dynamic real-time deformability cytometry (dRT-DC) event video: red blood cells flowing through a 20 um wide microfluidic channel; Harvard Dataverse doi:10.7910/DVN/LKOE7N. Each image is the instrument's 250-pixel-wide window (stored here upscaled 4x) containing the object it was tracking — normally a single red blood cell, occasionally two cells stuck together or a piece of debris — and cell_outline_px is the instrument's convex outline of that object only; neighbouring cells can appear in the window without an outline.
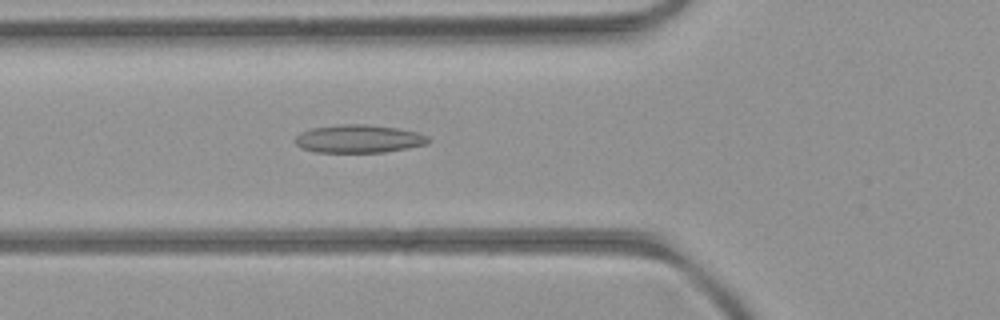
{"species": "common noctule bat (a hibernating species)", "species_latin": "Nyctalus noctula", "temperature_condition": "room temperature", "stored_images_in_passage": 51, "camera_frame_rate_fps": 3000, "um_per_image_px": 0.085, "animal": {"sex": "female", "body_mass_g": 21.9}, "frame": {"image": 1, "passage_image": 19, "time_ms": 6.0, "image_size_px": [1000, 320], "cell_outline_px": [[428, 144], [408, 148], [384, 152], [316, 152], [300, 148], [296, 144], [296, 136], [300, 132], [312, 128], [340, 124], [364, 124], [396, 128], [416, 132], [428, 136]], "centroid_in_image_um": [30.47, 11.8], "position_along_channel_um": 95.3, "area_um2": 21.68}}
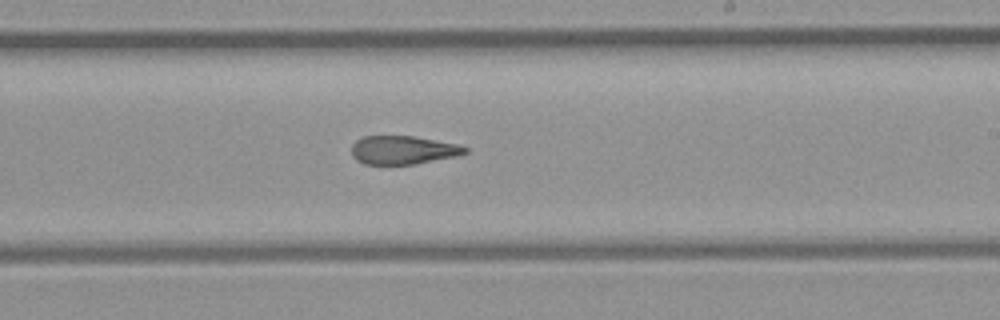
{"frame": {"image": 2, "passage_image": 31, "time_ms": 10.0, "image_size_px": [1000, 320], "cell_outline_px": [[468, 152], [456, 156], [416, 164], [364, 164], [356, 160], [352, 156], [352, 144], [356, 140], [364, 136], [412, 136], [460, 144], [468, 148]], "centroid_in_image_um": [34.26, 12.75], "position_along_channel_um": 254.7, "area_um2": 18.9}}
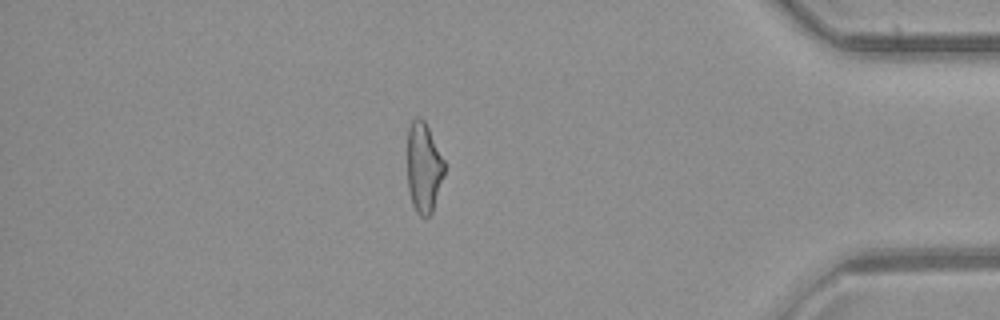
{"frame": {"image": 3, "passage_image": 45, "time_ms": 14.667, "image_size_px": [1000, 320], "cell_outline_px": [[444, 172], [432, 212], [428, 216], [420, 216], [416, 212], [412, 204], [408, 188], [408, 128], [412, 120], [416, 116], [420, 116], [424, 120], [444, 160]], "centroid_in_image_um": [35.99, 14.23], "position_along_channel_um": 399.2, "area_um2": 19.19}}